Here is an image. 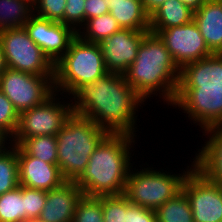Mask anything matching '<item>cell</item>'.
<instances>
[{"instance_id":"obj_26","label":"cell","mask_w":222,"mask_h":222,"mask_svg":"<svg viewBox=\"0 0 222 222\" xmlns=\"http://www.w3.org/2000/svg\"><path fill=\"white\" fill-rule=\"evenodd\" d=\"M18 146L28 155L57 164V136L40 135L23 139Z\"/></svg>"},{"instance_id":"obj_34","label":"cell","mask_w":222,"mask_h":222,"mask_svg":"<svg viewBox=\"0 0 222 222\" xmlns=\"http://www.w3.org/2000/svg\"><path fill=\"white\" fill-rule=\"evenodd\" d=\"M127 222H157L155 210L131 204L127 199Z\"/></svg>"},{"instance_id":"obj_4","label":"cell","mask_w":222,"mask_h":222,"mask_svg":"<svg viewBox=\"0 0 222 222\" xmlns=\"http://www.w3.org/2000/svg\"><path fill=\"white\" fill-rule=\"evenodd\" d=\"M109 133L91 119L72 114L57 133V164L66 181H75L90 155Z\"/></svg>"},{"instance_id":"obj_12","label":"cell","mask_w":222,"mask_h":222,"mask_svg":"<svg viewBox=\"0 0 222 222\" xmlns=\"http://www.w3.org/2000/svg\"><path fill=\"white\" fill-rule=\"evenodd\" d=\"M149 31L164 42L179 69L213 54L193 20L178 27Z\"/></svg>"},{"instance_id":"obj_14","label":"cell","mask_w":222,"mask_h":222,"mask_svg":"<svg viewBox=\"0 0 222 222\" xmlns=\"http://www.w3.org/2000/svg\"><path fill=\"white\" fill-rule=\"evenodd\" d=\"M148 32L150 31L121 29L102 40L99 45L106 70L110 73L124 74L136 59L139 46Z\"/></svg>"},{"instance_id":"obj_22","label":"cell","mask_w":222,"mask_h":222,"mask_svg":"<svg viewBox=\"0 0 222 222\" xmlns=\"http://www.w3.org/2000/svg\"><path fill=\"white\" fill-rule=\"evenodd\" d=\"M34 14V7L24 0H0V30L22 28Z\"/></svg>"},{"instance_id":"obj_7","label":"cell","mask_w":222,"mask_h":222,"mask_svg":"<svg viewBox=\"0 0 222 222\" xmlns=\"http://www.w3.org/2000/svg\"><path fill=\"white\" fill-rule=\"evenodd\" d=\"M72 114L71 98L54 92L42 104L19 114L17 130L9 143L18 145L25 138L40 135L56 136Z\"/></svg>"},{"instance_id":"obj_3","label":"cell","mask_w":222,"mask_h":222,"mask_svg":"<svg viewBox=\"0 0 222 222\" xmlns=\"http://www.w3.org/2000/svg\"><path fill=\"white\" fill-rule=\"evenodd\" d=\"M124 76L146 103L156 96L159 98H156L157 103L163 101L162 104L170 109L177 92L180 69L157 34L148 32L145 35L136 59Z\"/></svg>"},{"instance_id":"obj_8","label":"cell","mask_w":222,"mask_h":222,"mask_svg":"<svg viewBox=\"0 0 222 222\" xmlns=\"http://www.w3.org/2000/svg\"><path fill=\"white\" fill-rule=\"evenodd\" d=\"M171 107L201 132L222 127V87H178Z\"/></svg>"},{"instance_id":"obj_24","label":"cell","mask_w":222,"mask_h":222,"mask_svg":"<svg viewBox=\"0 0 222 222\" xmlns=\"http://www.w3.org/2000/svg\"><path fill=\"white\" fill-rule=\"evenodd\" d=\"M157 222H194L186 194L181 191L155 210Z\"/></svg>"},{"instance_id":"obj_27","label":"cell","mask_w":222,"mask_h":222,"mask_svg":"<svg viewBox=\"0 0 222 222\" xmlns=\"http://www.w3.org/2000/svg\"><path fill=\"white\" fill-rule=\"evenodd\" d=\"M26 220L24 186L0 195V222H23Z\"/></svg>"},{"instance_id":"obj_1","label":"cell","mask_w":222,"mask_h":222,"mask_svg":"<svg viewBox=\"0 0 222 222\" xmlns=\"http://www.w3.org/2000/svg\"><path fill=\"white\" fill-rule=\"evenodd\" d=\"M70 98L74 114L91 119L110 134L139 137L141 125L137 120L146 102L126 81L124 74L108 72L82 85Z\"/></svg>"},{"instance_id":"obj_13","label":"cell","mask_w":222,"mask_h":222,"mask_svg":"<svg viewBox=\"0 0 222 222\" xmlns=\"http://www.w3.org/2000/svg\"><path fill=\"white\" fill-rule=\"evenodd\" d=\"M23 27L54 65L68 51L71 41L77 36L72 27L35 14Z\"/></svg>"},{"instance_id":"obj_36","label":"cell","mask_w":222,"mask_h":222,"mask_svg":"<svg viewBox=\"0 0 222 222\" xmlns=\"http://www.w3.org/2000/svg\"><path fill=\"white\" fill-rule=\"evenodd\" d=\"M167 0H142L145 12L150 16Z\"/></svg>"},{"instance_id":"obj_37","label":"cell","mask_w":222,"mask_h":222,"mask_svg":"<svg viewBox=\"0 0 222 222\" xmlns=\"http://www.w3.org/2000/svg\"><path fill=\"white\" fill-rule=\"evenodd\" d=\"M181 1L185 6L189 7L192 11H197L206 0H179Z\"/></svg>"},{"instance_id":"obj_30","label":"cell","mask_w":222,"mask_h":222,"mask_svg":"<svg viewBox=\"0 0 222 222\" xmlns=\"http://www.w3.org/2000/svg\"><path fill=\"white\" fill-rule=\"evenodd\" d=\"M18 122L19 112L0 90V130L11 139L17 130Z\"/></svg>"},{"instance_id":"obj_41","label":"cell","mask_w":222,"mask_h":222,"mask_svg":"<svg viewBox=\"0 0 222 222\" xmlns=\"http://www.w3.org/2000/svg\"><path fill=\"white\" fill-rule=\"evenodd\" d=\"M27 1L29 4H31L33 7L36 5L37 0H24Z\"/></svg>"},{"instance_id":"obj_10","label":"cell","mask_w":222,"mask_h":222,"mask_svg":"<svg viewBox=\"0 0 222 222\" xmlns=\"http://www.w3.org/2000/svg\"><path fill=\"white\" fill-rule=\"evenodd\" d=\"M0 90L20 114L42 104L55 92L54 76H39L6 68L0 75Z\"/></svg>"},{"instance_id":"obj_29","label":"cell","mask_w":222,"mask_h":222,"mask_svg":"<svg viewBox=\"0 0 222 222\" xmlns=\"http://www.w3.org/2000/svg\"><path fill=\"white\" fill-rule=\"evenodd\" d=\"M104 222H127V197L124 194L102 196Z\"/></svg>"},{"instance_id":"obj_18","label":"cell","mask_w":222,"mask_h":222,"mask_svg":"<svg viewBox=\"0 0 222 222\" xmlns=\"http://www.w3.org/2000/svg\"><path fill=\"white\" fill-rule=\"evenodd\" d=\"M178 87H222V53L183 66Z\"/></svg>"},{"instance_id":"obj_35","label":"cell","mask_w":222,"mask_h":222,"mask_svg":"<svg viewBox=\"0 0 222 222\" xmlns=\"http://www.w3.org/2000/svg\"><path fill=\"white\" fill-rule=\"evenodd\" d=\"M109 13L107 0H86L85 1V22L93 17Z\"/></svg>"},{"instance_id":"obj_32","label":"cell","mask_w":222,"mask_h":222,"mask_svg":"<svg viewBox=\"0 0 222 222\" xmlns=\"http://www.w3.org/2000/svg\"><path fill=\"white\" fill-rule=\"evenodd\" d=\"M46 203V191L24 186V205L26 219L39 218Z\"/></svg>"},{"instance_id":"obj_11","label":"cell","mask_w":222,"mask_h":222,"mask_svg":"<svg viewBox=\"0 0 222 222\" xmlns=\"http://www.w3.org/2000/svg\"><path fill=\"white\" fill-rule=\"evenodd\" d=\"M182 191L189 199L194 222H222V185L210 181L194 166L183 181Z\"/></svg>"},{"instance_id":"obj_31","label":"cell","mask_w":222,"mask_h":222,"mask_svg":"<svg viewBox=\"0 0 222 222\" xmlns=\"http://www.w3.org/2000/svg\"><path fill=\"white\" fill-rule=\"evenodd\" d=\"M66 2V0H37L34 6V14L64 24Z\"/></svg>"},{"instance_id":"obj_6","label":"cell","mask_w":222,"mask_h":222,"mask_svg":"<svg viewBox=\"0 0 222 222\" xmlns=\"http://www.w3.org/2000/svg\"><path fill=\"white\" fill-rule=\"evenodd\" d=\"M107 73L99 43L86 42L77 35L54 65V91L71 97L82 85Z\"/></svg>"},{"instance_id":"obj_40","label":"cell","mask_w":222,"mask_h":222,"mask_svg":"<svg viewBox=\"0 0 222 222\" xmlns=\"http://www.w3.org/2000/svg\"><path fill=\"white\" fill-rule=\"evenodd\" d=\"M23 222H42L39 218H34V219H26Z\"/></svg>"},{"instance_id":"obj_25","label":"cell","mask_w":222,"mask_h":222,"mask_svg":"<svg viewBox=\"0 0 222 222\" xmlns=\"http://www.w3.org/2000/svg\"><path fill=\"white\" fill-rule=\"evenodd\" d=\"M19 185L17 145L9 143L0 151V195Z\"/></svg>"},{"instance_id":"obj_16","label":"cell","mask_w":222,"mask_h":222,"mask_svg":"<svg viewBox=\"0 0 222 222\" xmlns=\"http://www.w3.org/2000/svg\"><path fill=\"white\" fill-rule=\"evenodd\" d=\"M83 195L74 181H65L60 187L46 191V203L39 219L42 222H72Z\"/></svg>"},{"instance_id":"obj_19","label":"cell","mask_w":222,"mask_h":222,"mask_svg":"<svg viewBox=\"0 0 222 222\" xmlns=\"http://www.w3.org/2000/svg\"><path fill=\"white\" fill-rule=\"evenodd\" d=\"M193 21L209 50L213 54L222 53V0H206L194 12Z\"/></svg>"},{"instance_id":"obj_17","label":"cell","mask_w":222,"mask_h":222,"mask_svg":"<svg viewBox=\"0 0 222 222\" xmlns=\"http://www.w3.org/2000/svg\"><path fill=\"white\" fill-rule=\"evenodd\" d=\"M202 133V139L203 136L206 139H203L200 148L196 145L198 151L193 152L195 167L210 181L222 185V127L210 128Z\"/></svg>"},{"instance_id":"obj_9","label":"cell","mask_w":222,"mask_h":222,"mask_svg":"<svg viewBox=\"0 0 222 222\" xmlns=\"http://www.w3.org/2000/svg\"><path fill=\"white\" fill-rule=\"evenodd\" d=\"M6 68L39 75L54 76V64L29 37L24 27L0 30Z\"/></svg>"},{"instance_id":"obj_5","label":"cell","mask_w":222,"mask_h":222,"mask_svg":"<svg viewBox=\"0 0 222 222\" xmlns=\"http://www.w3.org/2000/svg\"><path fill=\"white\" fill-rule=\"evenodd\" d=\"M191 160L190 165L187 163L184 170H179L180 173L175 168L174 170L168 167L159 169L153 167L155 165L152 163L149 166V162L143 163L144 160L142 164H138L139 167L137 164L133 165L127 177L124 195L131 204L156 210L182 191L186 175L195 166L194 157Z\"/></svg>"},{"instance_id":"obj_20","label":"cell","mask_w":222,"mask_h":222,"mask_svg":"<svg viewBox=\"0 0 222 222\" xmlns=\"http://www.w3.org/2000/svg\"><path fill=\"white\" fill-rule=\"evenodd\" d=\"M109 13L122 29L149 31L150 16L145 12L142 0H107Z\"/></svg>"},{"instance_id":"obj_39","label":"cell","mask_w":222,"mask_h":222,"mask_svg":"<svg viewBox=\"0 0 222 222\" xmlns=\"http://www.w3.org/2000/svg\"><path fill=\"white\" fill-rule=\"evenodd\" d=\"M10 142V139L5 134H0V151L4 149Z\"/></svg>"},{"instance_id":"obj_23","label":"cell","mask_w":222,"mask_h":222,"mask_svg":"<svg viewBox=\"0 0 222 222\" xmlns=\"http://www.w3.org/2000/svg\"><path fill=\"white\" fill-rule=\"evenodd\" d=\"M121 29L116 19L107 13L88 19L78 30L77 35L86 42L100 43Z\"/></svg>"},{"instance_id":"obj_2","label":"cell","mask_w":222,"mask_h":222,"mask_svg":"<svg viewBox=\"0 0 222 222\" xmlns=\"http://www.w3.org/2000/svg\"><path fill=\"white\" fill-rule=\"evenodd\" d=\"M137 139L128 134L109 133L99 143L85 170L74 181L85 196L124 194L130 169L137 163L133 162L140 141Z\"/></svg>"},{"instance_id":"obj_21","label":"cell","mask_w":222,"mask_h":222,"mask_svg":"<svg viewBox=\"0 0 222 222\" xmlns=\"http://www.w3.org/2000/svg\"><path fill=\"white\" fill-rule=\"evenodd\" d=\"M194 11L179 0H167L150 15L149 30L178 27L193 20Z\"/></svg>"},{"instance_id":"obj_15","label":"cell","mask_w":222,"mask_h":222,"mask_svg":"<svg viewBox=\"0 0 222 222\" xmlns=\"http://www.w3.org/2000/svg\"><path fill=\"white\" fill-rule=\"evenodd\" d=\"M19 184L32 189L50 191L60 187L66 180L58 164H50L26 154L17 145Z\"/></svg>"},{"instance_id":"obj_38","label":"cell","mask_w":222,"mask_h":222,"mask_svg":"<svg viewBox=\"0 0 222 222\" xmlns=\"http://www.w3.org/2000/svg\"><path fill=\"white\" fill-rule=\"evenodd\" d=\"M6 69V63L4 59L3 49L0 43V75L4 72Z\"/></svg>"},{"instance_id":"obj_33","label":"cell","mask_w":222,"mask_h":222,"mask_svg":"<svg viewBox=\"0 0 222 222\" xmlns=\"http://www.w3.org/2000/svg\"><path fill=\"white\" fill-rule=\"evenodd\" d=\"M64 24L72 27L76 32L85 24V1L66 0Z\"/></svg>"},{"instance_id":"obj_28","label":"cell","mask_w":222,"mask_h":222,"mask_svg":"<svg viewBox=\"0 0 222 222\" xmlns=\"http://www.w3.org/2000/svg\"><path fill=\"white\" fill-rule=\"evenodd\" d=\"M72 222H104L102 196H85L79 200Z\"/></svg>"}]
</instances>
